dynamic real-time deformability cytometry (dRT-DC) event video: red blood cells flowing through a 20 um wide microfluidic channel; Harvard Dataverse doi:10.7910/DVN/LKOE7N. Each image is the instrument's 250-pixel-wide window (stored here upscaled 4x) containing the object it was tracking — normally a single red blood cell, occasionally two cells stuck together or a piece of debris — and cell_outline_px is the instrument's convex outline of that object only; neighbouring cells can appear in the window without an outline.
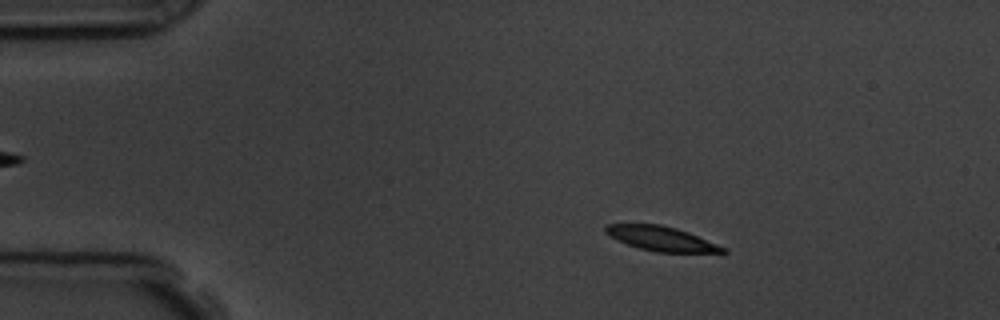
{"species": "common noctule bat (a hibernating species)", "species_latin": "Nyctalus noctula", "temperature_condition": "room temperature", "stored_images_in_passage": 4, "camera_frame_rate_fps": 3000, "um_per_image_px": 0.085, "animal": {"sex": "male", "body_mass_g": 19.5, "forearm_length_mm": 54.6}, "frame": {"image": 1, "passage_image": 2, "time_ms": 1.0, "image_size_px": [1000, 320], "cell_outline_px": [[728, 252], [724, 256], [656, 252], [640, 248], [616, 240], [604, 232], [604, 228], [608, 224], [660, 224], [676, 228], [688, 232], [728, 248]], "centroid_in_image_um": [56.42, 20.35], "position_along_channel_um": 28.6, "area_um2": 17.69}}